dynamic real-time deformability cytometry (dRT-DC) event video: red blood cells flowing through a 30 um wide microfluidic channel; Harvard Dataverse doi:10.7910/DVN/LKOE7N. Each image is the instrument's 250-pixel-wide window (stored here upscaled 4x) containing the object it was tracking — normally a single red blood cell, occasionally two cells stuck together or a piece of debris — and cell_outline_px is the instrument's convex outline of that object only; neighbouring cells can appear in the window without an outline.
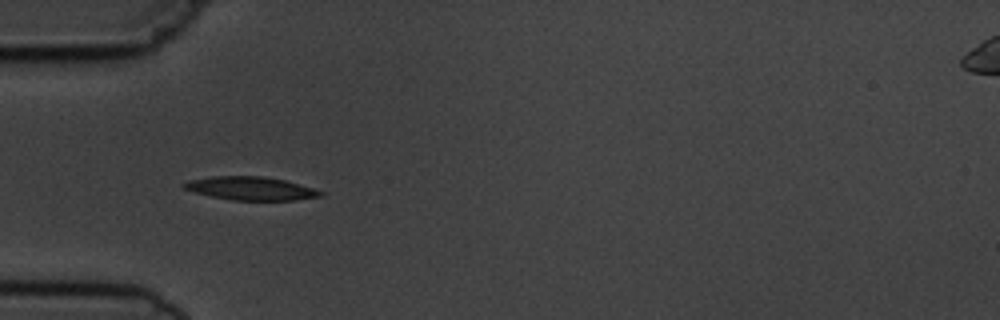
{"species": "common noctule bat (a hibernating species)", "species_latin": "Nyctalus noctula", "temperature_condition": "cold", "stored_images_in_passage": 13, "camera_frame_rate_fps": 3000, "um_per_image_px": 0.085, "animal": {"sex": "male", "body_mass_g": 19.5, "forearm_length_mm": 54.6}, "frame": {"image": 1, "passage_image": 4, "time_ms": 4.667, "image_size_px": [1000, 320], "cell_outline_px": [[324, 196], [296, 200], [232, 200], [212, 196], [196, 192], [184, 188], [180, 184], [188, 180], [212, 176], [264, 176], [284, 180], [312, 188], [324, 192]], "centroid_in_image_um": [21.32, 16.01], "position_along_channel_um": 63.7, "area_um2": 18.5}}
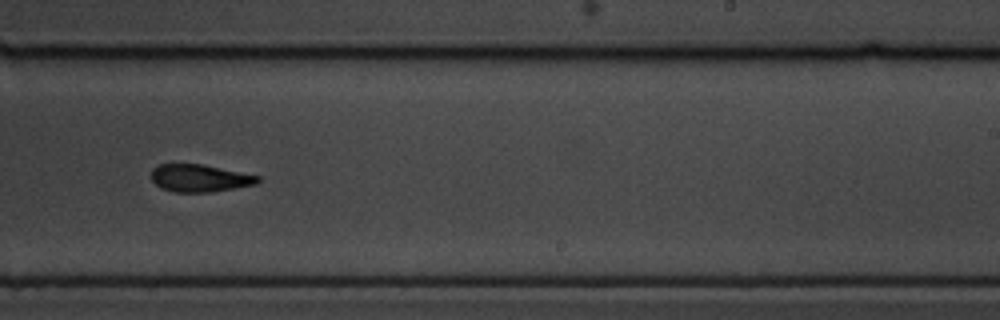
{"frame": {"image": 2, "passage_image": 9, "time_ms": 10.333, "image_size_px": [1000, 320], "cell_outline_px": [[260, 180], [256, 184], [212, 192], [172, 192], [160, 188], [152, 180], [152, 168], [160, 164], [200, 164], [260, 176]], "centroid_in_image_um": [16.95, 15.15], "position_along_channel_um": 272.1, "area_um2": 16.94}}
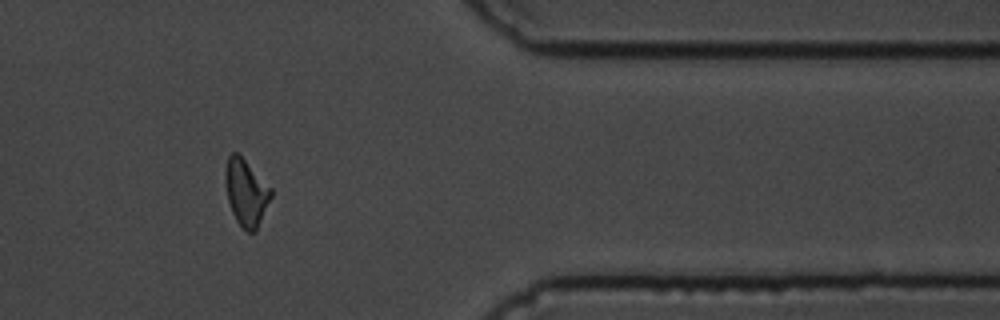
{"frame": {"image": 3, "passage_image": 12, "time_ms": 14.0, "image_size_px": [1000, 320], "cell_outline_px": [[272, 196], [256, 228], [252, 232], [248, 232], [236, 220], [232, 212], [228, 200], [224, 180], [224, 168], [228, 156], [232, 152], [236, 152], [272, 188]], "centroid_in_image_um": [20.89, 16.32], "position_along_channel_um": 390.5, "area_um2": 17.4}, "authors_computed_cell_mechanics": {"area_um2": 17.8602, "velocity_mm_per_s": 3.7278, "shape_relaxation_time_tau1_ms": 4.4938, "shape_relaxation_time_tau2_ms": 1.4746, "deformation_change_tau1": 0.1437, "deformation_change_tau2": 0.0708}}